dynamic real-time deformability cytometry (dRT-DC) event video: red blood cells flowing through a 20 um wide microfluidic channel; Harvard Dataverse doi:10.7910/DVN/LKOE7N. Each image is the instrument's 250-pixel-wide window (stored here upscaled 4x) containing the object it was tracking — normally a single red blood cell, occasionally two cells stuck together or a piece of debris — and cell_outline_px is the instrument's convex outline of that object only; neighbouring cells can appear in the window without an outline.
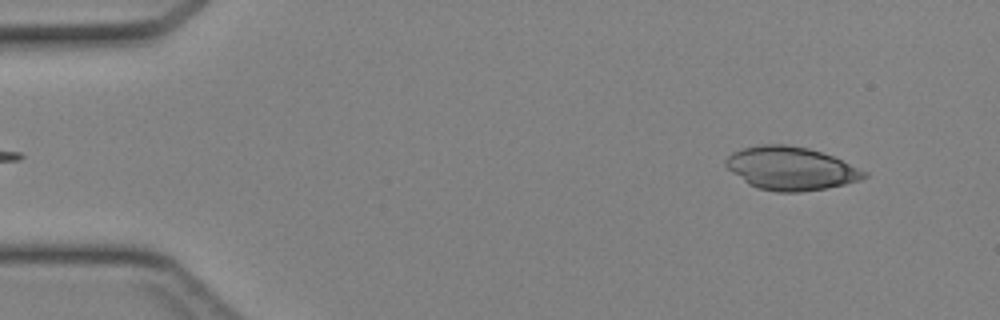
{"species": "Egyptian fruit bat (a non-hibernating species)", "species_latin": "Rousettus aegyptiacus", "temperature_condition": "cold", "stored_images_in_passage": 43, "camera_frame_rate_fps": 3000, "um_per_image_px": 0.085, "animal": {"sex": "female"}, "frame": {"image": 1, "passage_image": 3, "time_ms": 0.667, "image_size_px": [1000, 320], "cell_outline_px": [[868, 176], [860, 180], [844, 184], [824, 188], [800, 192], [776, 192], [756, 188], [748, 184], [732, 172], [724, 164], [724, 160], [728, 156], [744, 148], [760, 144], [784, 144], [808, 148], [832, 156], [868, 172]], "centroid_in_image_um": [67.21, 14.32], "position_along_channel_um": 17.8, "area_um2": 34.62}}
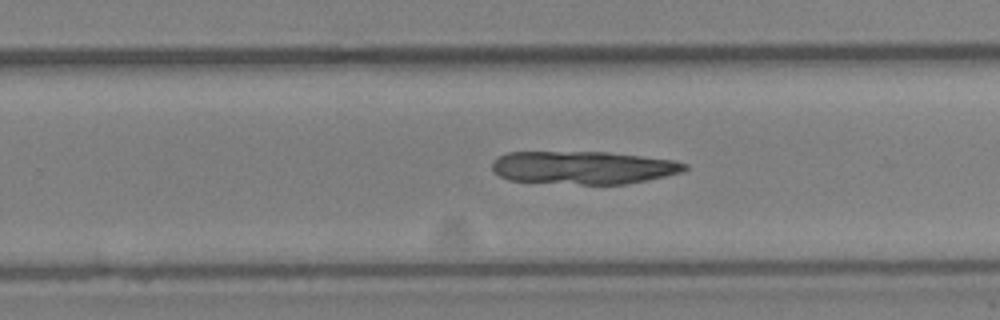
{"frame": {"image": 2, "passage_image": 27, "time_ms": 8.667, "image_size_px": [1000, 320], "cell_outline_px": [[688, 168], [684, 172], [624, 184], [580, 184], [508, 180], [500, 176], [492, 168], [492, 160], [508, 152], [608, 152], [672, 160], [688, 164]], "centroid_in_image_um": [49.57, 14.24], "position_along_channel_um": 280.2, "area_um2": 36.76}}
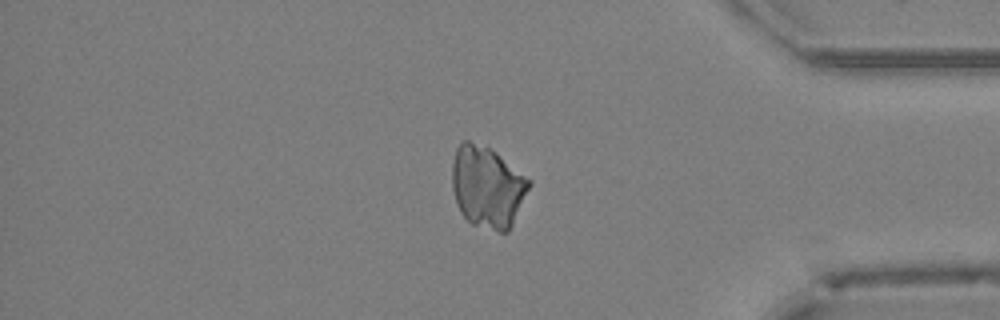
{"frame": {"image": 3, "passage_image": 36, "time_ms": 11.667, "image_size_px": [1000, 320], "cell_outline_px": [[532, 184], [508, 232], [500, 232], [472, 224], [460, 212], [456, 204], [452, 188], [452, 164], [456, 148], [464, 140], [468, 140], [488, 148], [496, 152], [532, 180]], "centroid_in_image_um": [41.43, 15.88], "position_along_channel_um": 393.8, "area_um2": 36.65}}